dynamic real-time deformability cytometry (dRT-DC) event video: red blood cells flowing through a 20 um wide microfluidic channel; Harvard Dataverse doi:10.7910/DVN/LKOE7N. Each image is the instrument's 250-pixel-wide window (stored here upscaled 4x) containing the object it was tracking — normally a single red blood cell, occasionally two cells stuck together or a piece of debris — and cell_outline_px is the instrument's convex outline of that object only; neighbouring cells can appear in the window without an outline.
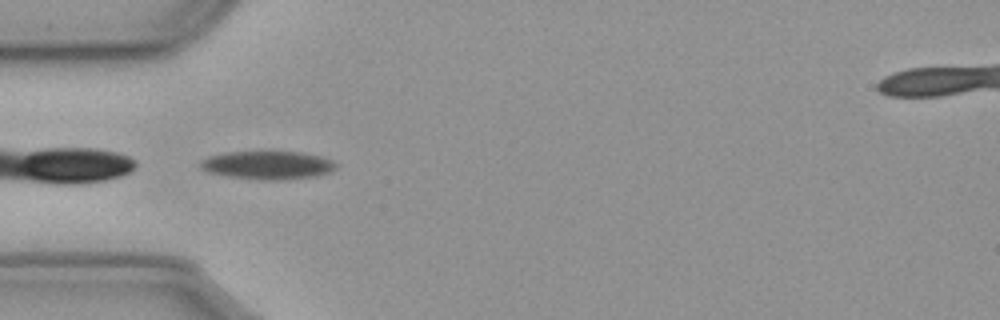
{"species": "common noctule bat (a hibernating species)", "species_latin": "Nyctalus noctula", "temperature_condition": "cold", "stored_images_in_passage": 15, "camera_frame_rate_fps": 3000, "um_per_image_px": 0.085, "animal": {"sex": "male", "body_mass_g": 23.1, "forearm_length_mm": 52.7}, "frame": {"image": 1, "passage_image": 1, "time_ms": 0.0, "image_size_px": [1000, 320], "cell_outline_px": [[336, 168], [328, 172], [316, 176], [284, 180], [264, 180], [228, 176], [208, 172], [200, 168], [200, 160], [208, 156], [228, 152], [300, 152], [316, 156], [328, 160], [336, 164]], "centroid_in_image_um": [22.69, 14.05], "position_along_channel_um": 62.3, "area_um2": 22.02}}